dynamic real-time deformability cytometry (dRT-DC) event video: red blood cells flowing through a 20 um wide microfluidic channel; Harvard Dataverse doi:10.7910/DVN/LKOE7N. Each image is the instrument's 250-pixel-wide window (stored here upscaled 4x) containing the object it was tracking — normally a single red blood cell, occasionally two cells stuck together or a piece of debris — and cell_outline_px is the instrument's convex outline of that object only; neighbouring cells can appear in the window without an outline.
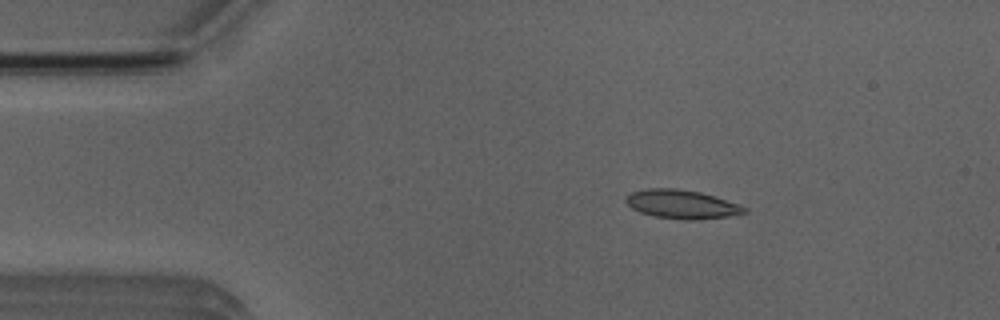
{"species": "Egyptian fruit bat (a non-hibernating species)", "species_latin": "Rousettus aegyptiacus", "temperature_condition": "room temperature", "stored_images_in_passage": 45, "camera_frame_rate_fps": 3000, "um_per_image_px": 0.085, "animal": {"sex": "male"}, "frame": {"image": 1, "passage_image": 2, "time_ms": 0.333, "image_size_px": [1000, 320], "cell_outline_px": [[748, 212], [728, 216], [700, 220], [688, 220], [656, 216], [640, 212], [632, 208], [624, 200], [632, 192], [648, 188], [676, 188], [700, 192], [748, 208]], "centroid_in_image_um": [57.94, 17.36], "position_along_channel_um": 27.1, "area_um2": 19.54}}
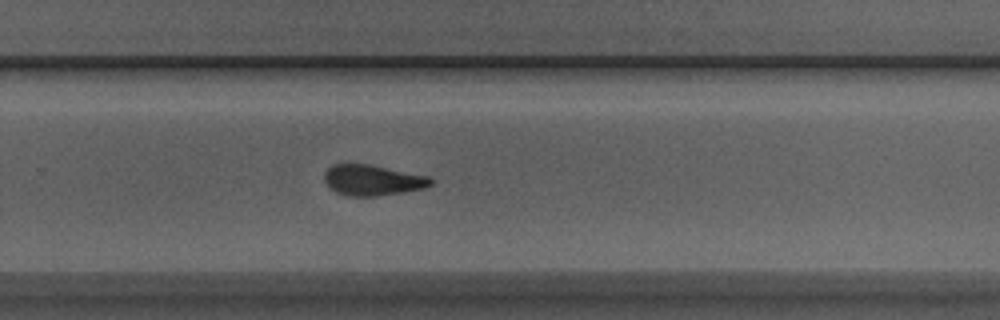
{"frame": {"image": 2, "passage_image": 27, "time_ms": 8.667, "image_size_px": [1000, 320], "cell_outline_px": [[432, 184], [424, 188], [376, 196], [348, 196], [336, 192], [328, 188], [324, 180], [324, 172], [332, 164], [368, 164], [428, 176], [432, 180]], "centroid_in_image_um": [31.6, 15.31], "position_along_channel_um": 298.2, "area_um2": 18.9}}
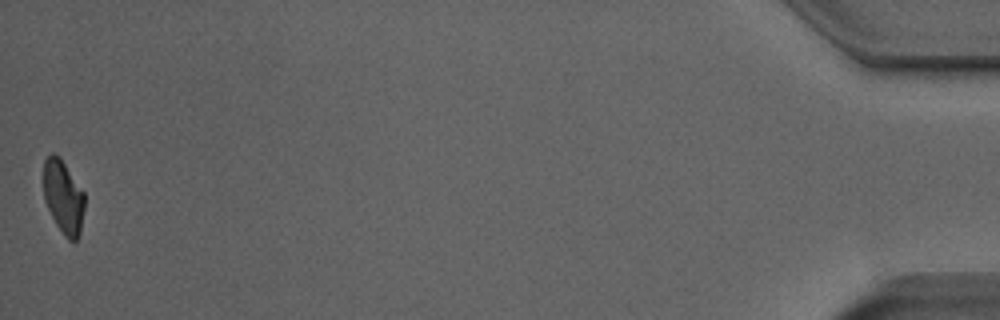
{"frame": {"image": 3, "passage_image": 45, "time_ms": 14.667, "image_size_px": [1000, 320], "cell_outline_px": [[84, 208], [80, 232], [76, 240], [68, 240], [64, 236], [56, 224], [44, 200], [44, 160], [52, 152], [60, 156], [84, 192]], "centroid_in_image_um": [5.38, 16.72], "position_along_channel_um": 429.8, "area_um2": 17.51}, "authors_computed_cell_mechanics": {"area_um2": 19.1896, "velocity_mm_per_s": 3.9245, "shape_relaxation_time_tau1_ms": 8.3477, "shape_relaxation_time_tau2_ms": 3.5059, "deformation_change_tau1": 0.1829, "deformation_change_tau2": 0.1021}}